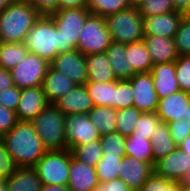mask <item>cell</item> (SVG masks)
<instances>
[{"mask_svg":"<svg viewBox=\"0 0 190 191\" xmlns=\"http://www.w3.org/2000/svg\"><path fill=\"white\" fill-rule=\"evenodd\" d=\"M180 184V182L169 181L153 172L138 191H180Z\"/></svg>","mask_w":190,"mask_h":191,"instance_id":"ab89813d","label":"cell"},{"mask_svg":"<svg viewBox=\"0 0 190 191\" xmlns=\"http://www.w3.org/2000/svg\"><path fill=\"white\" fill-rule=\"evenodd\" d=\"M21 89L12 86L0 92V104L4 107L16 111L19 105Z\"/></svg>","mask_w":190,"mask_h":191,"instance_id":"f6af8a7d","label":"cell"},{"mask_svg":"<svg viewBox=\"0 0 190 191\" xmlns=\"http://www.w3.org/2000/svg\"><path fill=\"white\" fill-rule=\"evenodd\" d=\"M137 8L142 17L176 11L173 0H144Z\"/></svg>","mask_w":190,"mask_h":191,"instance_id":"74e56055","label":"cell"},{"mask_svg":"<svg viewBox=\"0 0 190 191\" xmlns=\"http://www.w3.org/2000/svg\"><path fill=\"white\" fill-rule=\"evenodd\" d=\"M50 66L64 73L76 85H84L88 79L85 56L77 49L59 53Z\"/></svg>","mask_w":190,"mask_h":191,"instance_id":"4fadbf2b","label":"cell"},{"mask_svg":"<svg viewBox=\"0 0 190 191\" xmlns=\"http://www.w3.org/2000/svg\"><path fill=\"white\" fill-rule=\"evenodd\" d=\"M25 47L49 63L58 55L59 29L49 15H41L28 32Z\"/></svg>","mask_w":190,"mask_h":191,"instance_id":"3957f363","label":"cell"},{"mask_svg":"<svg viewBox=\"0 0 190 191\" xmlns=\"http://www.w3.org/2000/svg\"><path fill=\"white\" fill-rule=\"evenodd\" d=\"M176 78L182 91L190 93V55L175 60Z\"/></svg>","mask_w":190,"mask_h":191,"instance_id":"b9f144b4","label":"cell"},{"mask_svg":"<svg viewBox=\"0 0 190 191\" xmlns=\"http://www.w3.org/2000/svg\"><path fill=\"white\" fill-rule=\"evenodd\" d=\"M49 66L48 61L29 52L25 59L10 70L14 86L19 89L42 86Z\"/></svg>","mask_w":190,"mask_h":191,"instance_id":"9c48e42d","label":"cell"},{"mask_svg":"<svg viewBox=\"0 0 190 191\" xmlns=\"http://www.w3.org/2000/svg\"><path fill=\"white\" fill-rule=\"evenodd\" d=\"M141 114L142 112L135 106L118 109L116 116V131L125 137L131 136Z\"/></svg>","mask_w":190,"mask_h":191,"instance_id":"836d02e7","label":"cell"},{"mask_svg":"<svg viewBox=\"0 0 190 191\" xmlns=\"http://www.w3.org/2000/svg\"><path fill=\"white\" fill-rule=\"evenodd\" d=\"M143 40L151 56L153 65L172 62L179 57L176 51L174 37L144 35Z\"/></svg>","mask_w":190,"mask_h":191,"instance_id":"44dd1931","label":"cell"},{"mask_svg":"<svg viewBox=\"0 0 190 191\" xmlns=\"http://www.w3.org/2000/svg\"><path fill=\"white\" fill-rule=\"evenodd\" d=\"M186 120H188V122H190V100H189V103L187 106Z\"/></svg>","mask_w":190,"mask_h":191,"instance_id":"6125c7cd","label":"cell"},{"mask_svg":"<svg viewBox=\"0 0 190 191\" xmlns=\"http://www.w3.org/2000/svg\"><path fill=\"white\" fill-rule=\"evenodd\" d=\"M84 85L94 106H107L115 109L116 80L112 82L87 81Z\"/></svg>","mask_w":190,"mask_h":191,"instance_id":"484cf974","label":"cell"},{"mask_svg":"<svg viewBox=\"0 0 190 191\" xmlns=\"http://www.w3.org/2000/svg\"><path fill=\"white\" fill-rule=\"evenodd\" d=\"M133 106V89L128 79L116 80V102L115 109Z\"/></svg>","mask_w":190,"mask_h":191,"instance_id":"60d3db41","label":"cell"},{"mask_svg":"<svg viewBox=\"0 0 190 191\" xmlns=\"http://www.w3.org/2000/svg\"><path fill=\"white\" fill-rule=\"evenodd\" d=\"M75 85L64 73L58 72L49 66L43 80L42 89L47 102L54 104Z\"/></svg>","mask_w":190,"mask_h":191,"instance_id":"7402d4cb","label":"cell"},{"mask_svg":"<svg viewBox=\"0 0 190 191\" xmlns=\"http://www.w3.org/2000/svg\"><path fill=\"white\" fill-rule=\"evenodd\" d=\"M17 121L16 112L0 104V137L8 133Z\"/></svg>","mask_w":190,"mask_h":191,"instance_id":"bcb514c9","label":"cell"},{"mask_svg":"<svg viewBox=\"0 0 190 191\" xmlns=\"http://www.w3.org/2000/svg\"><path fill=\"white\" fill-rule=\"evenodd\" d=\"M71 150H48L33 166L44 185H67Z\"/></svg>","mask_w":190,"mask_h":191,"instance_id":"52a82bcc","label":"cell"},{"mask_svg":"<svg viewBox=\"0 0 190 191\" xmlns=\"http://www.w3.org/2000/svg\"><path fill=\"white\" fill-rule=\"evenodd\" d=\"M125 155L134 157L140 162L154 163L151 140L141 137H126Z\"/></svg>","mask_w":190,"mask_h":191,"instance_id":"4dcf8cb0","label":"cell"},{"mask_svg":"<svg viewBox=\"0 0 190 191\" xmlns=\"http://www.w3.org/2000/svg\"><path fill=\"white\" fill-rule=\"evenodd\" d=\"M89 15L87 8L59 9L49 15L59 29L58 54L77 49L80 30Z\"/></svg>","mask_w":190,"mask_h":191,"instance_id":"5b68a950","label":"cell"},{"mask_svg":"<svg viewBox=\"0 0 190 191\" xmlns=\"http://www.w3.org/2000/svg\"><path fill=\"white\" fill-rule=\"evenodd\" d=\"M122 158L120 155H102L96 165V174L100 183L119 178Z\"/></svg>","mask_w":190,"mask_h":191,"instance_id":"d6a6232c","label":"cell"},{"mask_svg":"<svg viewBox=\"0 0 190 191\" xmlns=\"http://www.w3.org/2000/svg\"><path fill=\"white\" fill-rule=\"evenodd\" d=\"M14 86L10 70L0 67V92Z\"/></svg>","mask_w":190,"mask_h":191,"instance_id":"681fc988","label":"cell"},{"mask_svg":"<svg viewBox=\"0 0 190 191\" xmlns=\"http://www.w3.org/2000/svg\"><path fill=\"white\" fill-rule=\"evenodd\" d=\"M91 191H105V182L99 183L93 190Z\"/></svg>","mask_w":190,"mask_h":191,"instance_id":"6f0895ef","label":"cell"},{"mask_svg":"<svg viewBox=\"0 0 190 191\" xmlns=\"http://www.w3.org/2000/svg\"><path fill=\"white\" fill-rule=\"evenodd\" d=\"M162 123L156 112L142 113L135 124L132 136L151 140L156 128Z\"/></svg>","mask_w":190,"mask_h":191,"instance_id":"d590c367","label":"cell"},{"mask_svg":"<svg viewBox=\"0 0 190 191\" xmlns=\"http://www.w3.org/2000/svg\"><path fill=\"white\" fill-rule=\"evenodd\" d=\"M180 191H190V186L185 184V183H181L180 184Z\"/></svg>","mask_w":190,"mask_h":191,"instance_id":"680465c9","label":"cell"},{"mask_svg":"<svg viewBox=\"0 0 190 191\" xmlns=\"http://www.w3.org/2000/svg\"><path fill=\"white\" fill-rule=\"evenodd\" d=\"M183 16L179 11L143 17L144 35L174 37Z\"/></svg>","mask_w":190,"mask_h":191,"instance_id":"e0dca14e","label":"cell"},{"mask_svg":"<svg viewBox=\"0 0 190 191\" xmlns=\"http://www.w3.org/2000/svg\"><path fill=\"white\" fill-rule=\"evenodd\" d=\"M176 51L179 56L190 55V21L183 18L174 35Z\"/></svg>","mask_w":190,"mask_h":191,"instance_id":"f35d334b","label":"cell"},{"mask_svg":"<svg viewBox=\"0 0 190 191\" xmlns=\"http://www.w3.org/2000/svg\"><path fill=\"white\" fill-rule=\"evenodd\" d=\"M183 18H186L188 21H190V15H182Z\"/></svg>","mask_w":190,"mask_h":191,"instance_id":"e7e4bbea","label":"cell"},{"mask_svg":"<svg viewBox=\"0 0 190 191\" xmlns=\"http://www.w3.org/2000/svg\"><path fill=\"white\" fill-rule=\"evenodd\" d=\"M54 105L65 116L68 114H88L94 107L85 85H75L64 96L58 99Z\"/></svg>","mask_w":190,"mask_h":191,"instance_id":"d6986e66","label":"cell"},{"mask_svg":"<svg viewBox=\"0 0 190 191\" xmlns=\"http://www.w3.org/2000/svg\"><path fill=\"white\" fill-rule=\"evenodd\" d=\"M88 79L92 82H112L118 80L110 67L105 53L89 54L85 56Z\"/></svg>","mask_w":190,"mask_h":191,"instance_id":"cb8c5ba5","label":"cell"},{"mask_svg":"<svg viewBox=\"0 0 190 191\" xmlns=\"http://www.w3.org/2000/svg\"><path fill=\"white\" fill-rule=\"evenodd\" d=\"M180 13L182 15H190V0L187 1L185 8Z\"/></svg>","mask_w":190,"mask_h":191,"instance_id":"9f6ffc18","label":"cell"},{"mask_svg":"<svg viewBox=\"0 0 190 191\" xmlns=\"http://www.w3.org/2000/svg\"><path fill=\"white\" fill-rule=\"evenodd\" d=\"M41 15H50L58 10V0H27Z\"/></svg>","mask_w":190,"mask_h":191,"instance_id":"7dc6e473","label":"cell"},{"mask_svg":"<svg viewBox=\"0 0 190 191\" xmlns=\"http://www.w3.org/2000/svg\"><path fill=\"white\" fill-rule=\"evenodd\" d=\"M167 125L170 135L177 146L190 135V122L184 118L167 123Z\"/></svg>","mask_w":190,"mask_h":191,"instance_id":"7bdbcfd3","label":"cell"},{"mask_svg":"<svg viewBox=\"0 0 190 191\" xmlns=\"http://www.w3.org/2000/svg\"><path fill=\"white\" fill-rule=\"evenodd\" d=\"M29 53L24 42L0 43V67L11 70Z\"/></svg>","mask_w":190,"mask_h":191,"instance_id":"f546056e","label":"cell"},{"mask_svg":"<svg viewBox=\"0 0 190 191\" xmlns=\"http://www.w3.org/2000/svg\"><path fill=\"white\" fill-rule=\"evenodd\" d=\"M154 163L140 162L131 156H124L121 161L119 178L133 191H138L154 172Z\"/></svg>","mask_w":190,"mask_h":191,"instance_id":"5bb4252c","label":"cell"},{"mask_svg":"<svg viewBox=\"0 0 190 191\" xmlns=\"http://www.w3.org/2000/svg\"><path fill=\"white\" fill-rule=\"evenodd\" d=\"M152 150L154 155V164L157 160L165 157L178 147L171 135L167 123H161L155 130L151 138Z\"/></svg>","mask_w":190,"mask_h":191,"instance_id":"f1b7e54d","label":"cell"},{"mask_svg":"<svg viewBox=\"0 0 190 191\" xmlns=\"http://www.w3.org/2000/svg\"><path fill=\"white\" fill-rule=\"evenodd\" d=\"M17 167H33L48 151L31 121L18 120L16 125L0 137Z\"/></svg>","mask_w":190,"mask_h":191,"instance_id":"6da1fadb","label":"cell"},{"mask_svg":"<svg viewBox=\"0 0 190 191\" xmlns=\"http://www.w3.org/2000/svg\"><path fill=\"white\" fill-rule=\"evenodd\" d=\"M183 183L187 184L190 186V170L188 171Z\"/></svg>","mask_w":190,"mask_h":191,"instance_id":"94428289","label":"cell"},{"mask_svg":"<svg viewBox=\"0 0 190 191\" xmlns=\"http://www.w3.org/2000/svg\"><path fill=\"white\" fill-rule=\"evenodd\" d=\"M16 169L17 166L15 165L11 155L0 140V181L7 180L14 174Z\"/></svg>","mask_w":190,"mask_h":191,"instance_id":"ee69618b","label":"cell"},{"mask_svg":"<svg viewBox=\"0 0 190 191\" xmlns=\"http://www.w3.org/2000/svg\"><path fill=\"white\" fill-rule=\"evenodd\" d=\"M112 42L105 19L101 16L90 14L80 30L77 50L84 56L105 53Z\"/></svg>","mask_w":190,"mask_h":191,"instance_id":"ba28073f","label":"cell"},{"mask_svg":"<svg viewBox=\"0 0 190 191\" xmlns=\"http://www.w3.org/2000/svg\"><path fill=\"white\" fill-rule=\"evenodd\" d=\"M129 66H132L136 74L150 73L152 60L143 39L126 44Z\"/></svg>","mask_w":190,"mask_h":191,"instance_id":"4316f807","label":"cell"},{"mask_svg":"<svg viewBox=\"0 0 190 191\" xmlns=\"http://www.w3.org/2000/svg\"><path fill=\"white\" fill-rule=\"evenodd\" d=\"M87 0H58V10L66 8H86Z\"/></svg>","mask_w":190,"mask_h":191,"instance_id":"f907efd6","label":"cell"},{"mask_svg":"<svg viewBox=\"0 0 190 191\" xmlns=\"http://www.w3.org/2000/svg\"><path fill=\"white\" fill-rule=\"evenodd\" d=\"M71 152L76 159L93 167H96L103 155L100 140L76 146L71 150Z\"/></svg>","mask_w":190,"mask_h":191,"instance_id":"e575fe53","label":"cell"},{"mask_svg":"<svg viewBox=\"0 0 190 191\" xmlns=\"http://www.w3.org/2000/svg\"><path fill=\"white\" fill-rule=\"evenodd\" d=\"M5 183L8 191H40L42 182L33 167H17Z\"/></svg>","mask_w":190,"mask_h":191,"instance_id":"d4e9b609","label":"cell"},{"mask_svg":"<svg viewBox=\"0 0 190 191\" xmlns=\"http://www.w3.org/2000/svg\"><path fill=\"white\" fill-rule=\"evenodd\" d=\"M48 104L42 86L21 89L16 117L20 121H32Z\"/></svg>","mask_w":190,"mask_h":191,"instance_id":"2e32d148","label":"cell"},{"mask_svg":"<svg viewBox=\"0 0 190 191\" xmlns=\"http://www.w3.org/2000/svg\"><path fill=\"white\" fill-rule=\"evenodd\" d=\"M105 191H133L127 184L120 178L105 182Z\"/></svg>","mask_w":190,"mask_h":191,"instance_id":"c3c4849f","label":"cell"},{"mask_svg":"<svg viewBox=\"0 0 190 191\" xmlns=\"http://www.w3.org/2000/svg\"><path fill=\"white\" fill-rule=\"evenodd\" d=\"M189 170L190 156L179 147L157 160L154 165L156 175L173 182L183 183Z\"/></svg>","mask_w":190,"mask_h":191,"instance_id":"8fae6325","label":"cell"},{"mask_svg":"<svg viewBox=\"0 0 190 191\" xmlns=\"http://www.w3.org/2000/svg\"><path fill=\"white\" fill-rule=\"evenodd\" d=\"M150 73L152 74L158 99H162L181 90L176 78L175 61L154 64Z\"/></svg>","mask_w":190,"mask_h":191,"instance_id":"ffe728a7","label":"cell"},{"mask_svg":"<svg viewBox=\"0 0 190 191\" xmlns=\"http://www.w3.org/2000/svg\"><path fill=\"white\" fill-rule=\"evenodd\" d=\"M65 115L54 104H48L31 123L47 150H66Z\"/></svg>","mask_w":190,"mask_h":191,"instance_id":"277c9868","label":"cell"},{"mask_svg":"<svg viewBox=\"0 0 190 191\" xmlns=\"http://www.w3.org/2000/svg\"><path fill=\"white\" fill-rule=\"evenodd\" d=\"M0 191H8L5 181H0Z\"/></svg>","mask_w":190,"mask_h":191,"instance_id":"91938a15","label":"cell"},{"mask_svg":"<svg viewBox=\"0 0 190 191\" xmlns=\"http://www.w3.org/2000/svg\"><path fill=\"white\" fill-rule=\"evenodd\" d=\"M103 154L125 156L126 137L120 133L113 132L100 137Z\"/></svg>","mask_w":190,"mask_h":191,"instance_id":"8d00e7d4","label":"cell"},{"mask_svg":"<svg viewBox=\"0 0 190 191\" xmlns=\"http://www.w3.org/2000/svg\"><path fill=\"white\" fill-rule=\"evenodd\" d=\"M144 0H131L132 6L137 7L140 3H142Z\"/></svg>","mask_w":190,"mask_h":191,"instance_id":"be15d7a7","label":"cell"},{"mask_svg":"<svg viewBox=\"0 0 190 191\" xmlns=\"http://www.w3.org/2000/svg\"><path fill=\"white\" fill-rule=\"evenodd\" d=\"M178 147L190 156V135Z\"/></svg>","mask_w":190,"mask_h":191,"instance_id":"f5cc1de1","label":"cell"},{"mask_svg":"<svg viewBox=\"0 0 190 191\" xmlns=\"http://www.w3.org/2000/svg\"><path fill=\"white\" fill-rule=\"evenodd\" d=\"M189 100L190 93L182 90L159 99L156 111L157 116L163 123H170L183 118L186 119Z\"/></svg>","mask_w":190,"mask_h":191,"instance_id":"ac0fdd59","label":"cell"},{"mask_svg":"<svg viewBox=\"0 0 190 191\" xmlns=\"http://www.w3.org/2000/svg\"><path fill=\"white\" fill-rule=\"evenodd\" d=\"M131 6V0H87L86 8L90 14L105 18Z\"/></svg>","mask_w":190,"mask_h":191,"instance_id":"1f68e13d","label":"cell"},{"mask_svg":"<svg viewBox=\"0 0 190 191\" xmlns=\"http://www.w3.org/2000/svg\"><path fill=\"white\" fill-rule=\"evenodd\" d=\"M15 0H0V12L3 11L7 6L13 3Z\"/></svg>","mask_w":190,"mask_h":191,"instance_id":"11a10c76","label":"cell"},{"mask_svg":"<svg viewBox=\"0 0 190 191\" xmlns=\"http://www.w3.org/2000/svg\"><path fill=\"white\" fill-rule=\"evenodd\" d=\"M105 54L117 79H130L136 74L132 66H129L126 44L112 42Z\"/></svg>","mask_w":190,"mask_h":191,"instance_id":"603a6c76","label":"cell"},{"mask_svg":"<svg viewBox=\"0 0 190 191\" xmlns=\"http://www.w3.org/2000/svg\"><path fill=\"white\" fill-rule=\"evenodd\" d=\"M128 80L133 89V106L142 113L156 112L159 99L154 88L152 74L139 73Z\"/></svg>","mask_w":190,"mask_h":191,"instance_id":"7c38bea8","label":"cell"},{"mask_svg":"<svg viewBox=\"0 0 190 191\" xmlns=\"http://www.w3.org/2000/svg\"><path fill=\"white\" fill-rule=\"evenodd\" d=\"M40 191H71L67 185H44L42 184Z\"/></svg>","mask_w":190,"mask_h":191,"instance_id":"816d5d0a","label":"cell"},{"mask_svg":"<svg viewBox=\"0 0 190 191\" xmlns=\"http://www.w3.org/2000/svg\"><path fill=\"white\" fill-rule=\"evenodd\" d=\"M96 167L90 166L73 155L70 156L68 188L71 191H91L98 184Z\"/></svg>","mask_w":190,"mask_h":191,"instance_id":"9a60e30c","label":"cell"},{"mask_svg":"<svg viewBox=\"0 0 190 191\" xmlns=\"http://www.w3.org/2000/svg\"><path fill=\"white\" fill-rule=\"evenodd\" d=\"M40 16L27 0H15L0 12V43L24 42Z\"/></svg>","mask_w":190,"mask_h":191,"instance_id":"7a4b0ae2","label":"cell"},{"mask_svg":"<svg viewBox=\"0 0 190 191\" xmlns=\"http://www.w3.org/2000/svg\"><path fill=\"white\" fill-rule=\"evenodd\" d=\"M104 19L113 42L130 44L143 39V17L137 7L131 6Z\"/></svg>","mask_w":190,"mask_h":191,"instance_id":"8992f818","label":"cell"},{"mask_svg":"<svg viewBox=\"0 0 190 191\" xmlns=\"http://www.w3.org/2000/svg\"><path fill=\"white\" fill-rule=\"evenodd\" d=\"M65 134L67 139V149L100 140V133L91 122L89 115L68 114L65 117Z\"/></svg>","mask_w":190,"mask_h":191,"instance_id":"30bf717a","label":"cell"},{"mask_svg":"<svg viewBox=\"0 0 190 191\" xmlns=\"http://www.w3.org/2000/svg\"><path fill=\"white\" fill-rule=\"evenodd\" d=\"M187 1L188 0H173L175 10L181 12L185 8Z\"/></svg>","mask_w":190,"mask_h":191,"instance_id":"db71d44e","label":"cell"},{"mask_svg":"<svg viewBox=\"0 0 190 191\" xmlns=\"http://www.w3.org/2000/svg\"><path fill=\"white\" fill-rule=\"evenodd\" d=\"M88 115L100 135L116 132L117 110L113 107L94 106Z\"/></svg>","mask_w":190,"mask_h":191,"instance_id":"83f0119b","label":"cell"}]
</instances>
